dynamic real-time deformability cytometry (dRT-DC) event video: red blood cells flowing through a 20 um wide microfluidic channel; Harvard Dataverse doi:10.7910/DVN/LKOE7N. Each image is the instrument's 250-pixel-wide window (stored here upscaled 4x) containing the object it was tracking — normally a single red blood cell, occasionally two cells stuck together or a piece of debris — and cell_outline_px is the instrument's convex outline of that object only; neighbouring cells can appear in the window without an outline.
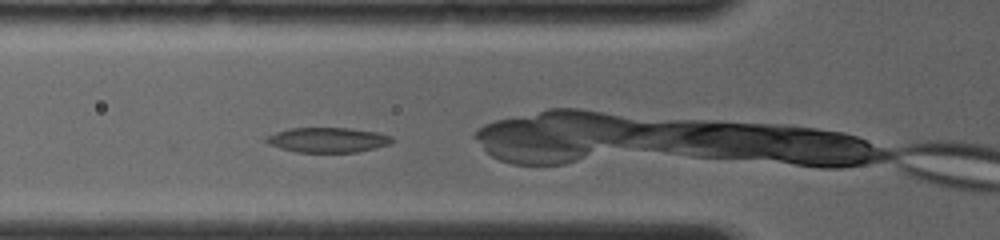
{"species": "common noctule bat (a hibernating species)", "species_latin": "Nyctalus noctula", "temperature_condition": "room temperature", "stored_images_in_passage": 4, "camera_frame_rate_fps": 4000, "um_per_image_px": 0.085, "animal": {"sex": "female", "body_mass_g": 19.0, "forearm_length_mm": 56.7}, "frame": {"image": 1, "passage_image": 3, "time_ms": 1.75, "image_size_px": [1000, 240], "cell_outline_px": [[392, 140], [388, 144], [376, 148], [356, 152], [296, 152], [280, 148], [268, 144], [264, 140], [264, 136], [288, 128], [348, 128], [376, 132], [392, 136]], "centroid_in_image_um": [27.79, 11.89], "position_along_channel_um": 98.0, "area_um2": 18.26}}